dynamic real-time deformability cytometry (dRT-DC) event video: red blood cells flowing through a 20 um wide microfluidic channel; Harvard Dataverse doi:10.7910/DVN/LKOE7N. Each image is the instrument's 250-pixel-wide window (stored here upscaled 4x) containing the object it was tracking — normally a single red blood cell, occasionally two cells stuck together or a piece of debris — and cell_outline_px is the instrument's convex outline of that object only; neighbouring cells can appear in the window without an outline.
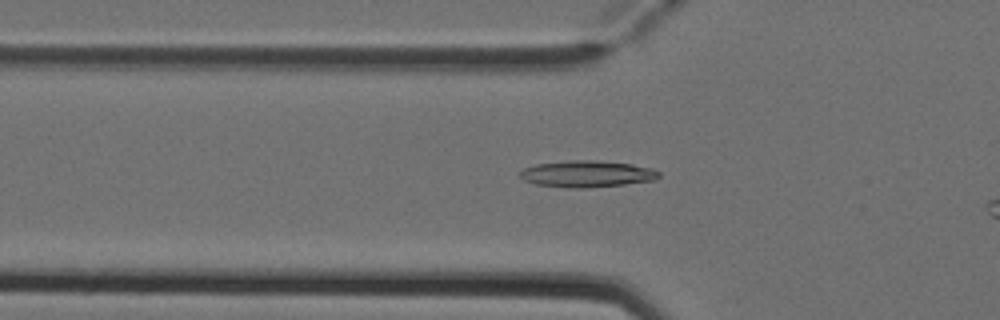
{"species": "Egyptian fruit bat (a non-hibernating species)", "species_latin": "Rousettus aegyptiacus", "temperature_condition": "cold", "stored_images_in_passage": 6, "camera_frame_rate_fps": 3000, "um_per_image_px": 0.085, "animal": {"sex": "female"}, "frame": {"image": 1, "passage_image": 6, "time_ms": 1.667, "image_size_px": [1000, 320], "cell_outline_px": [[660, 176], [656, 180], [624, 184], [584, 188], [568, 188], [536, 184], [524, 180], [516, 176], [516, 172], [524, 168], [536, 164], [572, 160], [592, 160], [632, 164], [652, 168], [660, 172]], "centroid_in_image_um": [49.85, 14.78], "position_along_channel_um": 75.9, "area_um2": 21.68}}